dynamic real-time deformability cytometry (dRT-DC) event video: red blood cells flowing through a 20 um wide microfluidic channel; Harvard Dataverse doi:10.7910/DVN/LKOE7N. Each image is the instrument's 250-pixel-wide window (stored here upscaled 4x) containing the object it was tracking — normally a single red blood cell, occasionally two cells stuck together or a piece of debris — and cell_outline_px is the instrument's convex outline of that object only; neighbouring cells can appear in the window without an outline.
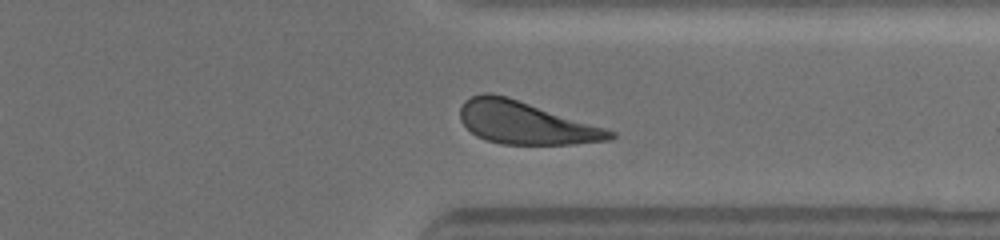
{"species": "human", "species_latin": "Homo sapiens", "temperature_condition": "warm", "stored_images_in_passage": 35, "camera_frame_rate_fps": 3000, "um_per_image_px": 0.085, "donor": {"sex": "male"}, "frame": {"image": 1, "passage_image": 30, "time_ms": 9.667, "image_size_px": [1000, 240], "cell_outline_px": [[616, 136], [612, 140], [572, 144], [504, 144], [488, 140], [476, 136], [460, 120], [460, 108], [464, 100], [472, 96], [484, 92], [492, 92], [508, 96], [616, 132]], "centroid_in_image_um": [44.65, 10.43], "position_along_channel_um": 366.8, "area_um2": 36.99}}